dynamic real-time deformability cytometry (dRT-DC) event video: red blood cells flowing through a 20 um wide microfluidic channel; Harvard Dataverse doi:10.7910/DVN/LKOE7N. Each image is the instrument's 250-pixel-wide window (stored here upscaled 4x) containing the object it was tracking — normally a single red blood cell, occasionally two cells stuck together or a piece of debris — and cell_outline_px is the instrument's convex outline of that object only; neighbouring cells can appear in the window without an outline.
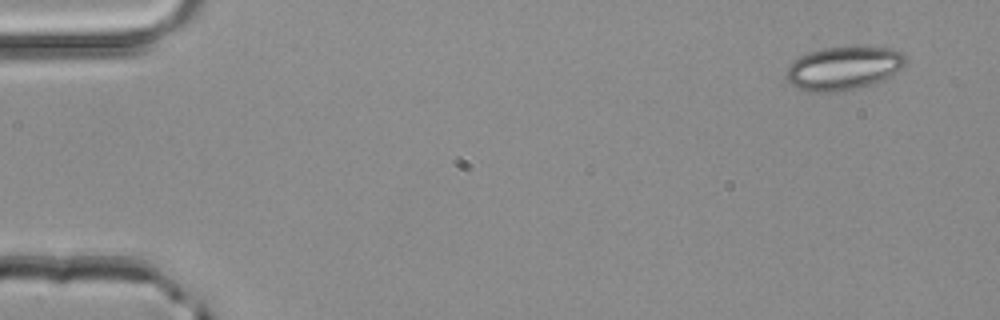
{"species": "common noctule bat (a hibernating species)", "species_latin": "Nyctalus noctula", "temperature_condition": "room temperature", "stored_images_in_passage": 3, "camera_frame_rate_fps": 3000, "um_per_image_px": 0.085, "animal": {"sex": "male", "body_mass_g": 20.4}, "frame": {"image": 1, "passage_image": 1, "time_ms": 0.0, "image_size_px": [1000, 320], "cell_outline_px": [[908, 64], [884, 80], [872, 84], [856, 88], [836, 92], [808, 92], [796, 88], [784, 80], [784, 76], [792, 60], [808, 52], [824, 48], [892, 48], [900, 52], [908, 60]], "centroid_in_image_um": [71.66, 5.83], "position_along_channel_um": 13.3, "area_um2": 30.35}}